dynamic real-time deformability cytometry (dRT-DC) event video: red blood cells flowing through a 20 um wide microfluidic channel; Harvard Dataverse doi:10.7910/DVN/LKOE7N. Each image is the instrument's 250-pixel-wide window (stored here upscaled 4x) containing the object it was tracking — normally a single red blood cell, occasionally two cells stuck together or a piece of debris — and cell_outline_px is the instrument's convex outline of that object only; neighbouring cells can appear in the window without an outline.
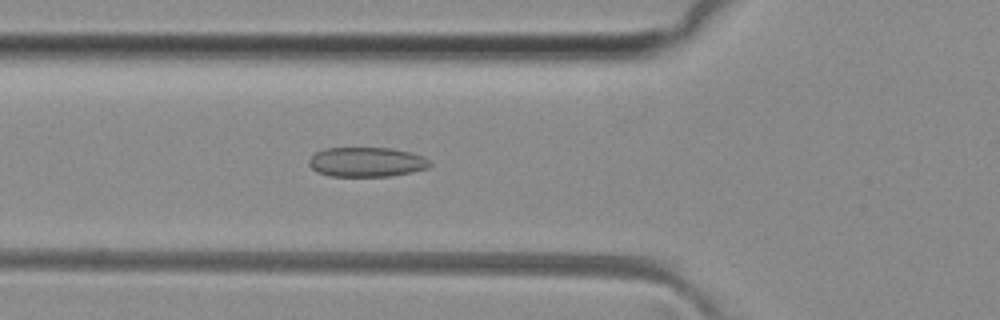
{"species": "common noctule bat (a hibernating species)", "species_latin": "Nyctalus noctula", "temperature_condition": "room temperature", "stored_images_in_passage": 50, "camera_frame_rate_fps": 3000, "um_per_image_px": 0.085, "animal": {"sex": "female", "body_mass_g": 29.2, "forearm_length_mm": 56.3}, "frame": {"image": 1, "passage_image": 18, "time_ms": 5.667, "image_size_px": [1000, 320], "cell_outline_px": [[432, 164], [428, 168], [412, 172], [392, 176], [328, 176], [316, 172], [308, 164], [308, 160], [316, 152], [324, 148], [392, 148], [412, 152], [424, 156]], "centroid_in_image_um": [31.17, 13.77], "position_along_channel_um": 94.6, "area_um2": 21.1}}
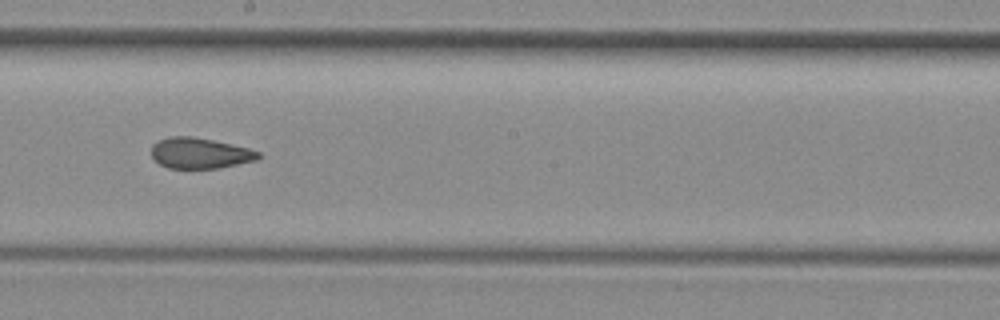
{"frame": {"image": 2, "passage_image": 28, "time_ms": 9.0, "image_size_px": [1000, 320], "cell_outline_px": [[260, 156], [256, 160], [220, 168], [168, 168], [160, 164], [152, 156], [152, 144], [168, 136], [192, 136], [212, 140], [248, 148], [260, 152]], "centroid_in_image_um": [16.98, 13.02], "position_along_channel_um": 231.2, "area_um2": 19.02}}
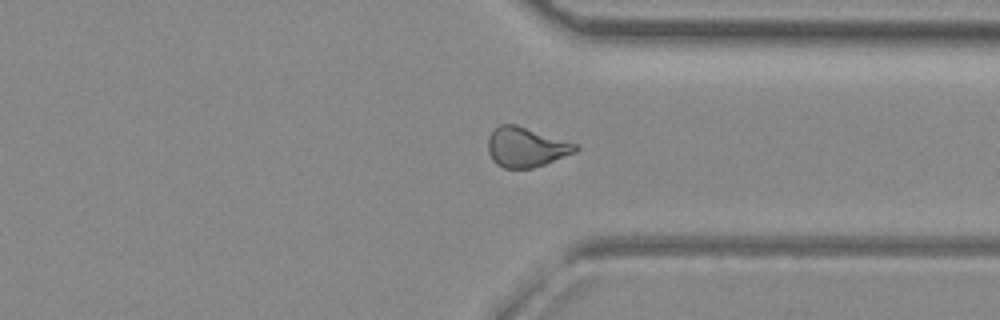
{"frame": {"image": 3, "passage_image": 38, "time_ms": 12.333, "image_size_px": [1000, 320], "cell_outline_px": [[580, 148], [576, 152], [544, 164], [532, 168], [504, 168], [496, 164], [492, 160], [488, 152], [488, 136], [500, 124], [516, 124], [580, 144]], "centroid_in_image_um": [44.74, 12.5], "position_along_channel_um": 366.7, "area_um2": 20.46}, "authors_computed_cell_mechanics": {"area_um2": 20.6635, "velocity_mm_per_s": 4.0969, "shape_relaxation_time_tau1_ms": null, "shape_relaxation_time_tau2_ms": 2.1547, "deformation_change_tau1": null, "deformation_change_tau2": 0.0763}}